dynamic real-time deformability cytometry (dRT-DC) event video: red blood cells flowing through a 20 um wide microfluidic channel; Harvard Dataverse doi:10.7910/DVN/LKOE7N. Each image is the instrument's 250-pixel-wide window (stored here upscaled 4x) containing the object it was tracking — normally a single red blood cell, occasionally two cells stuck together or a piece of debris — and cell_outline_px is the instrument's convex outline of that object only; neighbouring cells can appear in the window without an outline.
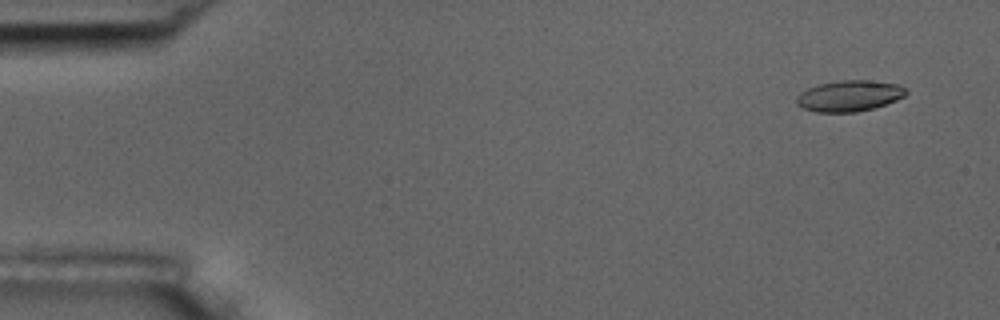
{"species": "common noctule bat (a hibernating species)", "species_latin": "Nyctalus noctula", "temperature_condition": "room temperature", "stored_images_in_passage": 6, "camera_frame_rate_fps": 3000, "um_per_image_px": 0.085, "animal": {"sex": "male", "body_mass_g": 17.5, "forearm_length_mm": 52.3}, "frame": {"image": 1, "passage_image": 1, "time_ms": 0.0, "image_size_px": [1000, 320], "cell_outline_px": [[908, 92], [904, 96], [896, 100], [872, 108], [856, 112], [816, 112], [804, 108], [796, 104], [796, 96], [800, 92], [808, 88], [820, 84], [840, 80], [864, 80], [900, 84]], "centroid_in_image_um": [72.17, 8.14], "position_along_channel_um": 12.8, "area_um2": 19.65}}
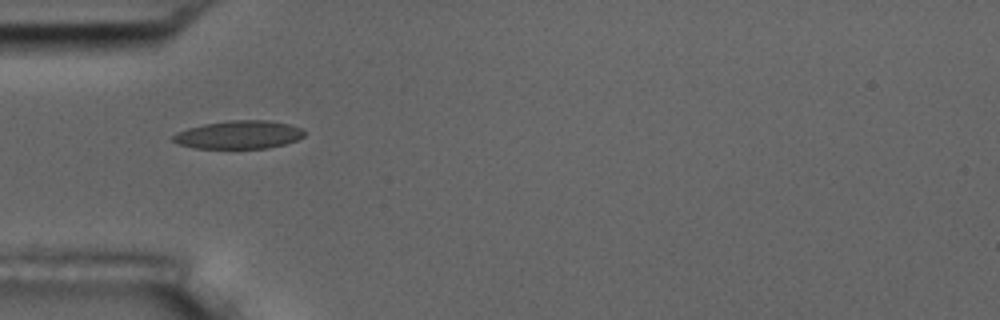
{"frame": {"image": 2, "passage_image": 5, "time_ms": 4.667, "image_size_px": [1000, 320], "cell_outline_px": [[304, 136], [296, 140], [284, 144], [268, 148], [196, 148], [180, 144], [172, 140], [172, 136], [176, 132], [188, 128], [204, 124], [228, 120], [268, 120], [288, 124], [300, 128], [304, 132]], "centroid_in_image_um": [20.29, 11.45], "position_along_channel_um": 64.7, "area_um2": 21.39}}